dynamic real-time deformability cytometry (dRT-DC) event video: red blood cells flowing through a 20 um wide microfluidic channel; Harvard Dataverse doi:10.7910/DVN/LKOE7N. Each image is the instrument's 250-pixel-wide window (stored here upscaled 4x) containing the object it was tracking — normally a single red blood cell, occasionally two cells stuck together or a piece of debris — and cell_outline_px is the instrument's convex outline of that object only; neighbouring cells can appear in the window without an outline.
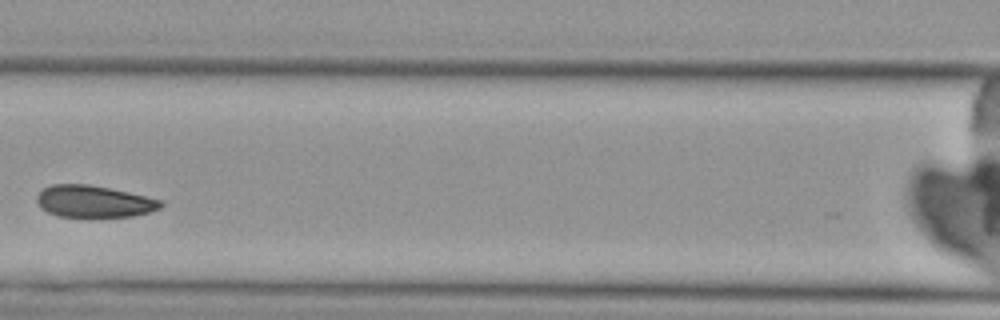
{"species": "Egyptian fruit bat (a non-hibernating species)", "species_latin": "Rousettus aegyptiacus", "temperature_condition": "cold", "stored_images_in_passage": 3, "camera_frame_rate_fps": 3000, "um_per_image_px": 0.085, "animal": {"sex": "female"}, "frame": {"image": 1, "passage_image": 3, "time_ms": 2.333, "image_size_px": [1000, 320], "cell_outline_px": [[164, 204], [160, 208], [148, 212], [132, 216], [84, 220], [56, 216], [48, 212], [36, 200], [36, 196], [44, 188], [52, 184], [88, 184], [128, 192], [160, 200]], "centroid_in_image_um": [7.96, 17.17], "position_along_channel_um": 158.6, "area_um2": 23.64}}